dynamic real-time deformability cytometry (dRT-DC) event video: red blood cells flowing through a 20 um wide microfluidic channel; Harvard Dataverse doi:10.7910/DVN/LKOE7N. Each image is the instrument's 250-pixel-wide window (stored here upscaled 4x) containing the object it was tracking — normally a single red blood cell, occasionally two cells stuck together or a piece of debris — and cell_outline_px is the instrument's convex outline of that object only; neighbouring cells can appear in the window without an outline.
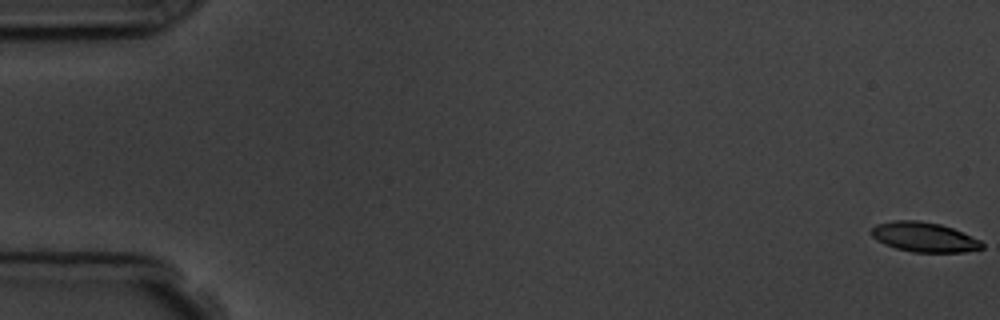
{"species": "common noctule bat (a hibernating species)", "species_latin": "Nyctalus noctula", "temperature_condition": "room temperature", "stored_images_in_passage": 7, "camera_frame_rate_fps": 3000, "um_per_image_px": 0.085, "animal": {"sex": "male", "body_mass_g": 19.5, "forearm_length_mm": 54.6}, "frame": {"image": 1, "passage_image": 1, "time_ms": 0.0, "image_size_px": [1000, 320], "cell_outline_px": [[984, 248], [964, 252], [912, 252], [896, 248], [884, 244], [876, 240], [868, 232], [876, 224], [892, 220], [920, 220], [940, 224], [952, 228], [980, 240], [984, 244]], "centroid_in_image_um": [78.51, 20.14], "position_along_channel_um": 6.5, "area_um2": 19.31}}
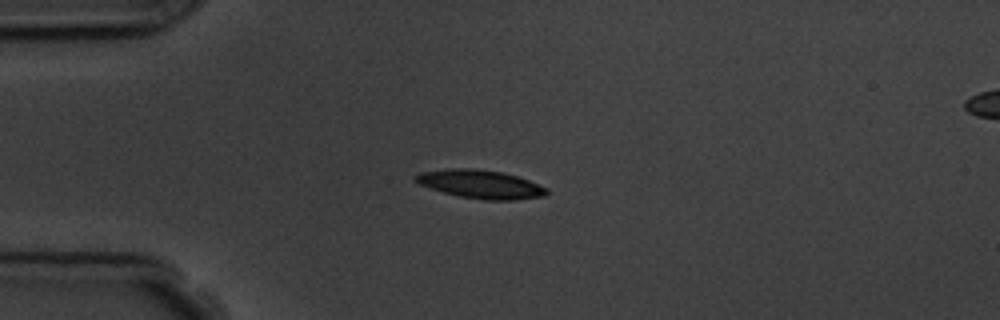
{"frame": {"image": 2, "passage_image": 5, "time_ms": 4.667, "image_size_px": [1000, 320], "cell_outline_px": [[548, 192], [544, 196], [512, 200], [484, 200], [460, 196], [444, 192], [420, 184], [412, 180], [412, 176], [420, 172], [448, 168], [476, 168], [504, 172], [528, 180], [548, 188]], "centroid_in_image_um": [40.82, 15.64], "position_along_channel_um": 44.2, "area_um2": 21.79}}